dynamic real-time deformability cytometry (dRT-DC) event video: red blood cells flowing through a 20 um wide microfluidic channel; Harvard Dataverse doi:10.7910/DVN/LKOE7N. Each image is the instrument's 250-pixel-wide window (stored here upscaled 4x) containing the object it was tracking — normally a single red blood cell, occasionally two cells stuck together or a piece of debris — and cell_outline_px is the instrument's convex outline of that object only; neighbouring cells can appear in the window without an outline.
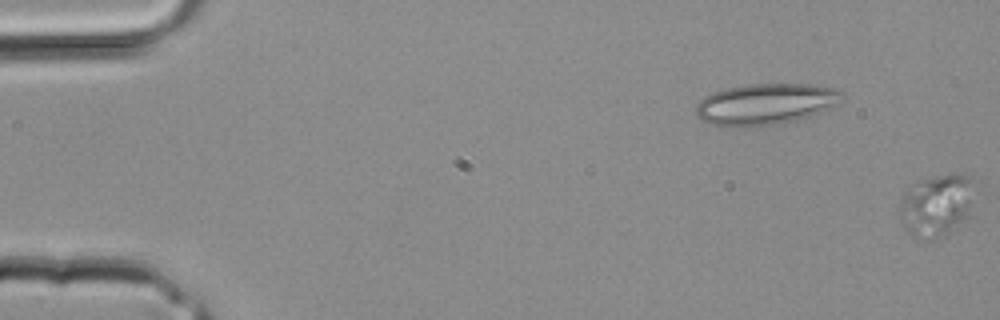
{"species": "common noctule bat (a hibernating species)", "species_latin": "Nyctalus noctula", "temperature_condition": "room temperature", "stored_images_in_passage": 4, "camera_frame_rate_fps": 3000, "um_per_image_px": 0.085, "animal": {"sex": "male", "body_mass_g": 20.4}, "frame": {"image": 1, "passage_image": 1, "time_ms": 0.0, "image_size_px": [1000, 320], "cell_outline_px": [[980, 180], [964, 216], [948, 232], [932, 240], [928, 240], [912, 236], [904, 224], [900, 212], [900, 196], [916, 180], [956, 172], [968, 172]], "centroid_in_image_um": [79.64, 17.32], "position_along_channel_um": 5.4, "area_um2": 27.34}}
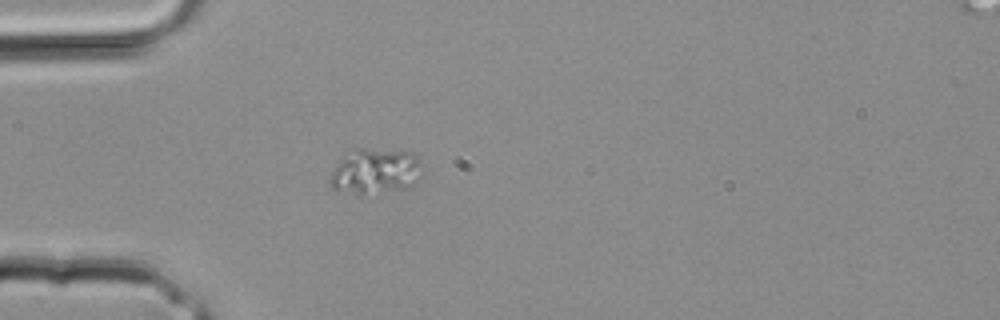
{"frame": {"image": 2, "passage_image": 4, "time_ms": 1.0, "image_size_px": [1000, 320], "cell_outline_px": [[420, 160], [416, 180], [412, 184], [404, 188], [364, 196], [360, 196], [332, 188], [328, 184], [328, 180], [340, 156], [352, 148], [364, 148], [416, 152]], "centroid_in_image_um": [31.8, 14.55], "position_along_channel_um": 53.2, "area_um2": 24.85}}